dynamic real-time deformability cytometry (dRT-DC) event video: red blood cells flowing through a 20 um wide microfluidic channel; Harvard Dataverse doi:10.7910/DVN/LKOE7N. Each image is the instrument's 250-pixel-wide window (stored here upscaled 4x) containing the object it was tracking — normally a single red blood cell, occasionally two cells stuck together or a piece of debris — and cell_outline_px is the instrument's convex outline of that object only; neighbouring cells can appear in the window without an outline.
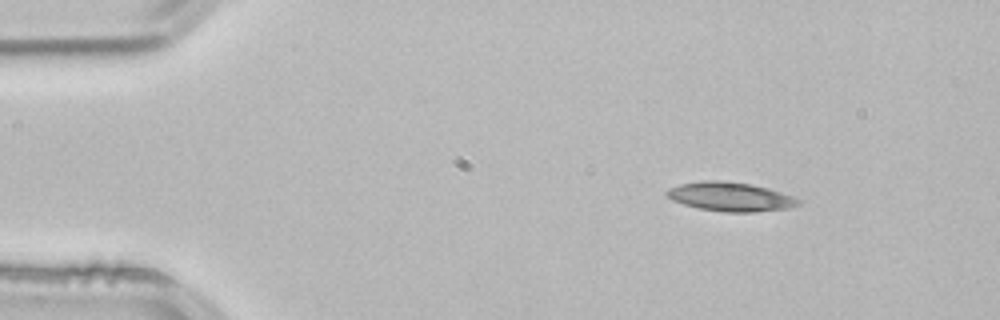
{"species": "common noctule bat (a hibernating species)", "species_latin": "Nyctalus noctula", "temperature_condition": "room temperature", "stored_images_in_passage": 3, "camera_frame_rate_fps": 3000, "um_per_image_px": 0.085, "animal": {"sex": "male", "body_mass_g": 21.5, "forearm_length_mm": 52.0}, "frame": {"image": 1, "passage_image": 1, "time_ms": 0.0, "image_size_px": [1000, 320], "cell_outline_px": [[804, 200], [800, 204], [792, 208], [752, 212], [724, 212], [700, 208], [684, 204], [672, 200], [664, 192], [668, 188], [680, 184], [704, 180], [720, 180], [748, 184], [768, 188]], "centroid_in_image_um": [62.11, 16.72], "position_along_channel_um": 22.9, "area_um2": 22.25}}
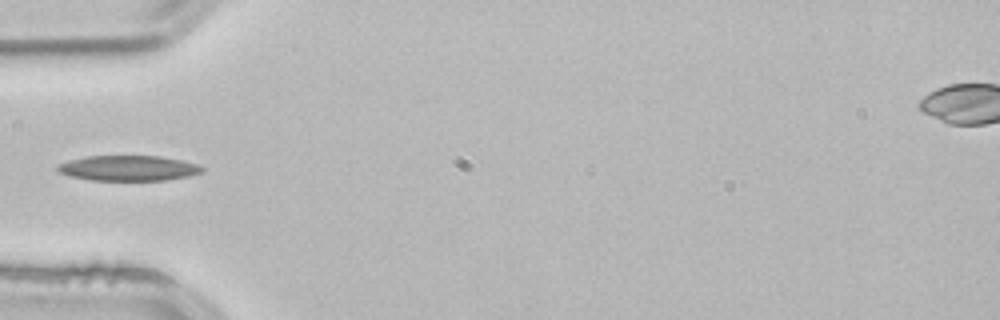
{"frame": {"image": 2, "passage_image": 3, "time_ms": 0.667, "image_size_px": [1000, 320], "cell_outline_px": [[204, 168], [200, 172], [188, 176], [164, 180], [92, 180], [72, 176], [60, 172], [56, 168], [56, 164], [88, 156], [160, 156], [180, 160], [196, 164]], "centroid_in_image_um": [10.9, 14.29], "position_along_channel_um": 74.1, "area_um2": 20.92}}